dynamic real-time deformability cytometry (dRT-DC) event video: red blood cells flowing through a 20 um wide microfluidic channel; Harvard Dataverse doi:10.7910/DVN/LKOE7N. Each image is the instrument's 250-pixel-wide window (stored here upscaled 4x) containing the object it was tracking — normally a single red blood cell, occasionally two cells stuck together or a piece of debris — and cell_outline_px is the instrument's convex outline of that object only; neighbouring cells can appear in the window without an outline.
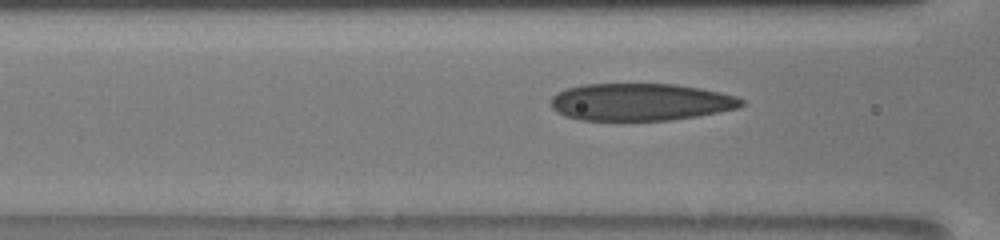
{"species": "human", "species_latin": "Homo sapiens", "temperature_condition": "room temperature", "stored_images_in_passage": 48, "camera_frame_rate_fps": 3000, "um_per_image_px": 0.085, "donor": {"sex": "male"}, "frame": {"image": 1, "passage_image": 22, "time_ms": 7.0, "image_size_px": [1000, 240], "cell_outline_px": [[744, 104], [740, 108], [696, 116], [668, 120], [580, 120], [564, 116], [556, 112], [552, 108], [552, 96], [568, 88], [584, 84], [676, 84], [700, 88], [720, 92], [736, 96], [744, 100]], "centroid_in_image_um": [54.46, 8.67], "position_along_channel_um": 112.1, "area_um2": 41.38}}
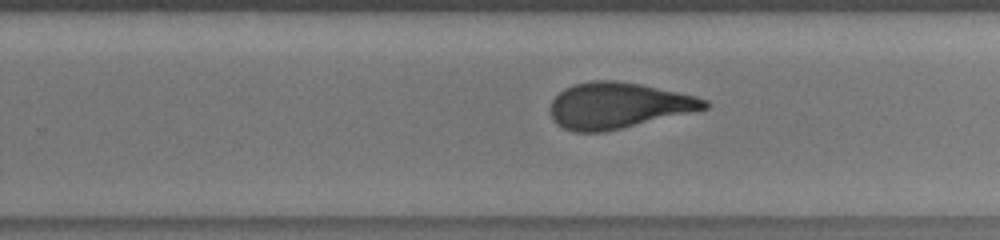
{"frame": {"image": 2, "passage_image": 35, "time_ms": 11.333, "image_size_px": [1000, 240], "cell_outline_px": [[712, 104], [708, 108], [604, 132], [572, 132], [556, 124], [552, 120], [548, 108], [552, 100], [564, 88], [572, 84], [592, 80], [616, 80], [640, 84], [696, 96], [708, 100]], "centroid_in_image_um": [52.49, 8.96], "position_along_channel_um": 277.3, "area_um2": 41.44}}
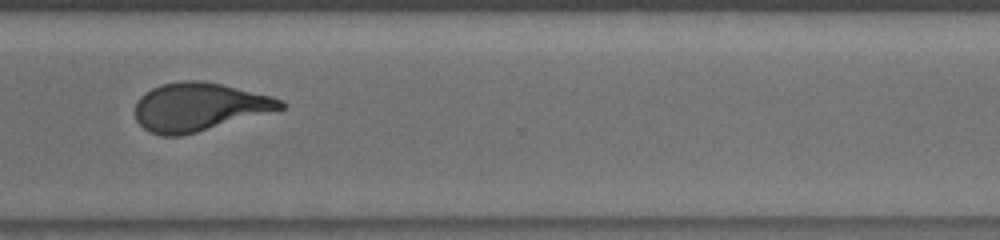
{"frame": {"image": 3, "passage_image": 41, "time_ms": 13.333, "image_size_px": [1000, 240], "cell_outline_px": [[288, 104], [284, 108], [196, 132], [180, 136], [160, 136], [148, 132], [136, 120], [136, 104], [140, 96], [152, 88], [160, 84], [184, 80], [204, 80], [272, 96], [284, 100]], "centroid_in_image_um": [16.91, 9.08], "position_along_channel_um": 353.7, "area_um2": 40.75}}